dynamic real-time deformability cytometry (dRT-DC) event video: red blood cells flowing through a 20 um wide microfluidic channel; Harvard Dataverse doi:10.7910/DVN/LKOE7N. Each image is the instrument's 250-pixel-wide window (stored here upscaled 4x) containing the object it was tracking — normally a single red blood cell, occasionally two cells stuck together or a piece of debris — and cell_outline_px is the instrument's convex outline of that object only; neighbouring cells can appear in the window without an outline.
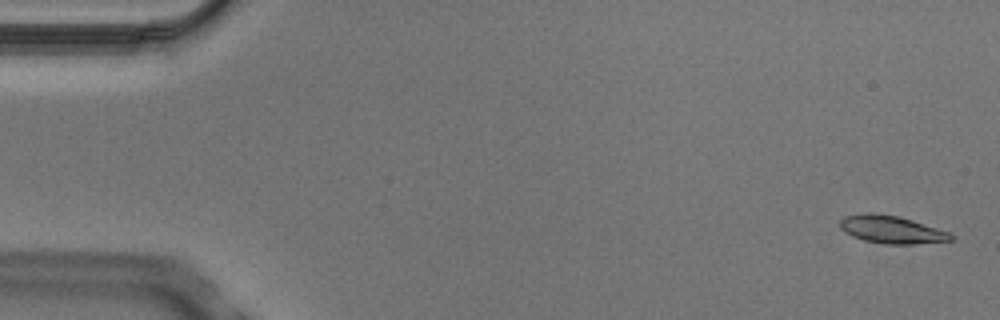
{"species": "Egyptian fruit bat (a non-hibernating species)", "species_latin": "Rousettus aegyptiacus", "temperature_condition": "cold", "stored_images_in_passage": 4, "camera_frame_rate_fps": 3000, "um_per_image_px": 0.085, "animal": {"sex": "male"}, "frame": {"image": 1, "passage_image": 1, "time_ms": 0.0, "image_size_px": [1000, 320], "cell_outline_px": [[952, 240], [912, 244], [884, 244], [864, 240], [852, 236], [844, 232], [840, 228], [840, 220], [844, 216], [868, 212], [872, 212], [900, 216], [948, 232], [952, 236]], "centroid_in_image_um": [75.71, 19.5], "position_along_channel_um": 9.3, "area_um2": 17.8}}